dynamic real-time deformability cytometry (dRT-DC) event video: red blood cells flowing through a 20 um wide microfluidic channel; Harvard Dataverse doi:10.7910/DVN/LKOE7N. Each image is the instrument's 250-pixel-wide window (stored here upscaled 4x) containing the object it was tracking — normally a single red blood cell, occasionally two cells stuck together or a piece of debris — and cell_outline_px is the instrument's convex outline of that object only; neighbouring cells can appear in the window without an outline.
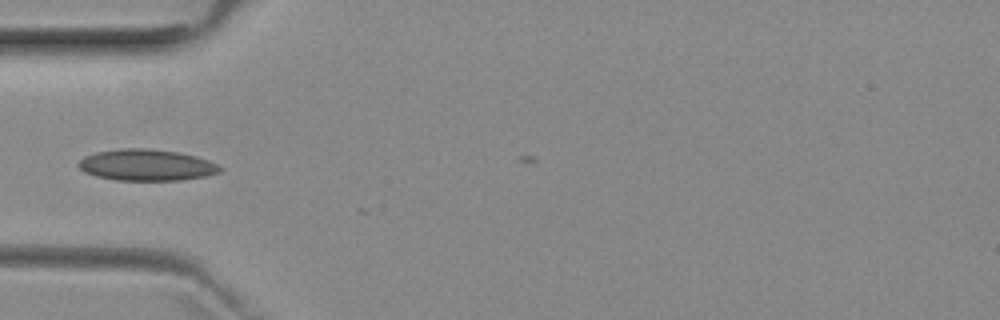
{"species": "common noctule bat (a hibernating species)", "species_latin": "Nyctalus noctula", "temperature_condition": "room temperature", "stored_images_in_passage": 1, "camera_frame_rate_fps": 3000, "um_per_image_px": 0.085, "animal": {"sex": "female", "body_mass_g": 29.2, "forearm_length_mm": 56.3}, "frame": {"image": 1, "passage_image": 1, "time_ms": 0.0, "image_size_px": [1000, 320], "cell_outline_px": [[224, 168], [220, 172], [204, 176], [180, 180], [116, 180], [96, 176], [84, 172], [76, 164], [84, 156], [96, 152], [124, 148], [148, 148], [176, 152], [196, 156], [208, 160]], "centroid_in_image_um": [12.44, 14.02], "position_along_channel_um": 72.6, "area_um2": 25.78}}